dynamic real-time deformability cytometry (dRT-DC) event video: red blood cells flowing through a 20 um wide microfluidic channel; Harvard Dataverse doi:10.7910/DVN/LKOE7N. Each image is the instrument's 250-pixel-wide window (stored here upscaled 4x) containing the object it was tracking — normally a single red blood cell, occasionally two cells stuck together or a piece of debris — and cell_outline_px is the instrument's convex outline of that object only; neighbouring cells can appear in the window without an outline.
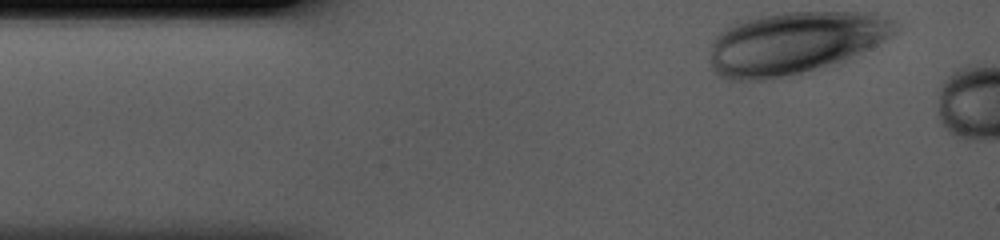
{"species": "human", "species_latin": "Homo sapiens", "temperature_condition": "cold", "stored_images_in_passage": 4, "camera_frame_rate_fps": 3000, "um_per_image_px": 0.085, "donor": {"sex": "male"}, "frame": {"image": 1, "passage_image": 1, "time_ms": 0.0, "image_size_px": [1000, 240], "cell_outline_px": [[900, 24], [896, 32], [840, 60], [800, 72], [784, 76], [764, 80], [728, 80], [720, 76], [712, 68], [712, 44], [716, 36], [728, 24], [736, 20], [784, 12], [876, 12]], "centroid_in_image_um": [67.47, 3.6], "position_along_channel_um": 17.5, "area_um2": 66.12}}